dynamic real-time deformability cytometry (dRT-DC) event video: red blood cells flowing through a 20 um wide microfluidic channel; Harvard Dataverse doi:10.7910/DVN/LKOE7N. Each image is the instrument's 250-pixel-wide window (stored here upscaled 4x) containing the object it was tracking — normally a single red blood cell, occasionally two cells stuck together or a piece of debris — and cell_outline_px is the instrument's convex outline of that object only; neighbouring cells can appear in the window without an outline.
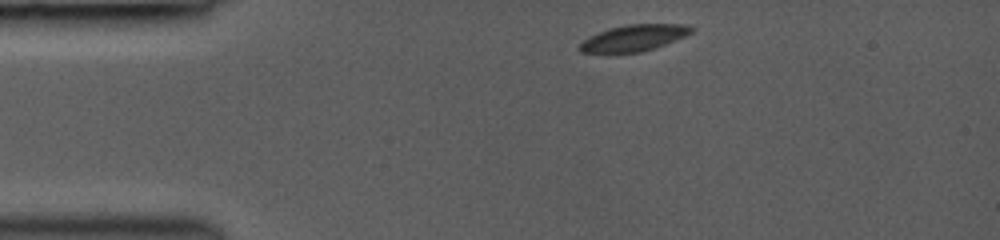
{"species": "common noctule bat (a hibernating species)", "species_latin": "Nyctalus noctula", "temperature_condition": "room temperature", "stored_images_in_passage": 12, "camera_frame_rate_fps": 3000, "um_per_image_px": 0.085, "animal": {"sex": "female", "body_mass_g": 19.0, "forearm_length_mm": 53.3}, "frame": {"image": 1, "passage_image": 1, "time_ms": 0.0, "image_size_px": [1000, 240], "cell_outline_px": [[692, 32], [676, 40], [640, 52], [608, 56], [580, 52], [576, 48], [588, 36], [608, 28], [628, 24], [684, 24], [692, 28]], "centroid_in_image_um": [53.73, 3.28], "position_along_channel_um": 31.3, "area_um2": 17.74}}
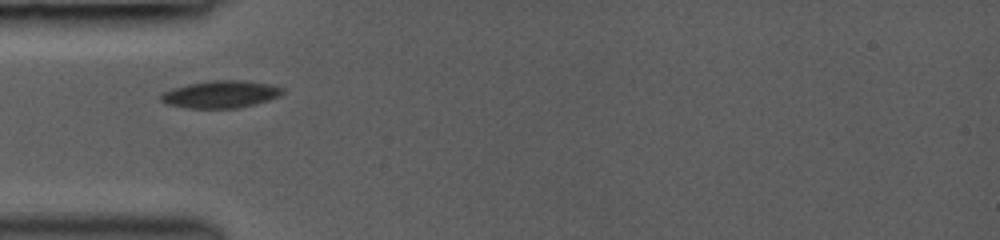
{"frame": {"image": 2, "passage_image": 7, "time_ms": 2.0, "image_size_px": [1000, 240], "cell_outline_px": [[284, 92], [280, 96], [268, 100], [236, 108], [188, 108], [164, 104], [160, 100], [160, 96], [164, 92], [172, 88], [188, 84], [212, 80], [244, 80], [268, 84], [284, 88]], "centroid_in_image_um": [18.73, 8.01], "position_along_channel_um": 66.3, "area_um2": 19.31}}
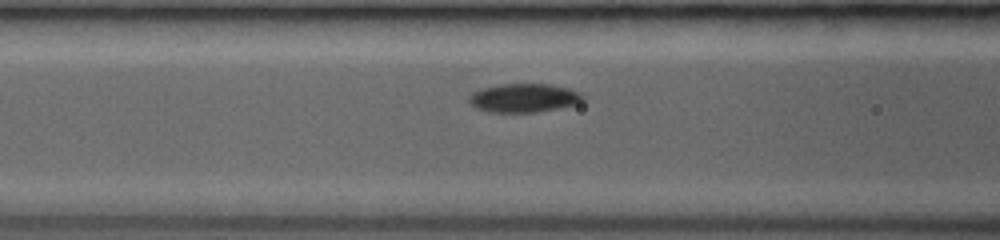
{"frame": {"image": 3, "passage_image": 11, "time_ms": 3.333, "image_size_px": [1000, 240], "cell_outline_px": [[584, 100], [580, 104], [536, 112], [488, 112], [476, 108], [468, 100], [468, 96], [472, 92], [484, 88], [500, 84], [548, 84], [568, 88], [580, 92], [584, 96]], "centroid_in_image_um": [44.56, 8.33], "position_along_channel_um": 122.0, "area_um2": 19.13}}